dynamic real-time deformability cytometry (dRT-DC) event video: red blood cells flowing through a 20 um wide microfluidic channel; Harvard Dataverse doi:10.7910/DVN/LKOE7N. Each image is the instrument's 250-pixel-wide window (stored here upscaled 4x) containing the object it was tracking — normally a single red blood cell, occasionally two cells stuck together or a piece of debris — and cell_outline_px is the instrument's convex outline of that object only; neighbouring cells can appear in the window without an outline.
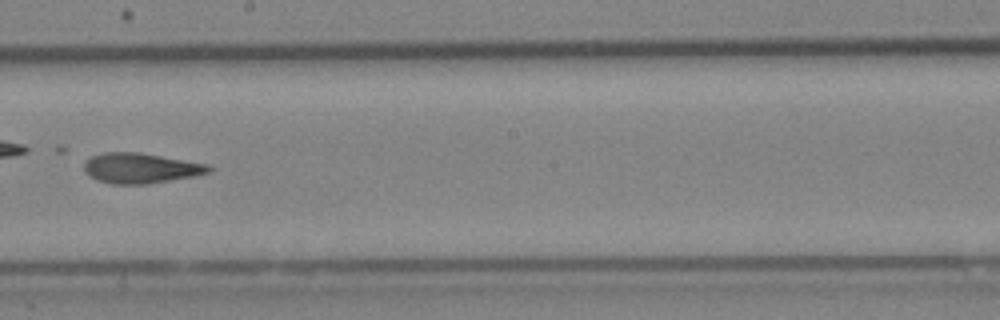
{"species": "Egyptian fruit bat (a non-hibernating species)", "species_latin": "Rousettus aegyptiacus", "temperature_condition": "cold", "stored_images_in_passage": 46, "camera_frame_rate_fps": 3000, "um_per_image_px": 0.085, "animal": {"sex": "female"}, "frame": {"image": 1, "passage_image": 27, "time_ms": 8.667, "image_size_px": [1000, 320], "cell_outline_px": [[216, 168], [208, 172], [196, 176], [148, 184], [112, 184], [96, 180], [88, 176], [84, 172], [84, 164], [92, 156], [104, 152], [136, 152], [208, 164]], "centroid_in_image_um": [11.96, 14.3], "position_along_channel_um": 236.2, "area_um2": 22.02}, "authors_computed_cell_mechanics": {"area_um2": 22.1663, "velocity_mm_per_s": 4.2774, "shape_relaxation_time_tau1_ms": null, "shape_relaxation_time_tau2_ms": 3.683, "deformation_change_tau1": null, "deformation_change_tau2": 0.1226}}